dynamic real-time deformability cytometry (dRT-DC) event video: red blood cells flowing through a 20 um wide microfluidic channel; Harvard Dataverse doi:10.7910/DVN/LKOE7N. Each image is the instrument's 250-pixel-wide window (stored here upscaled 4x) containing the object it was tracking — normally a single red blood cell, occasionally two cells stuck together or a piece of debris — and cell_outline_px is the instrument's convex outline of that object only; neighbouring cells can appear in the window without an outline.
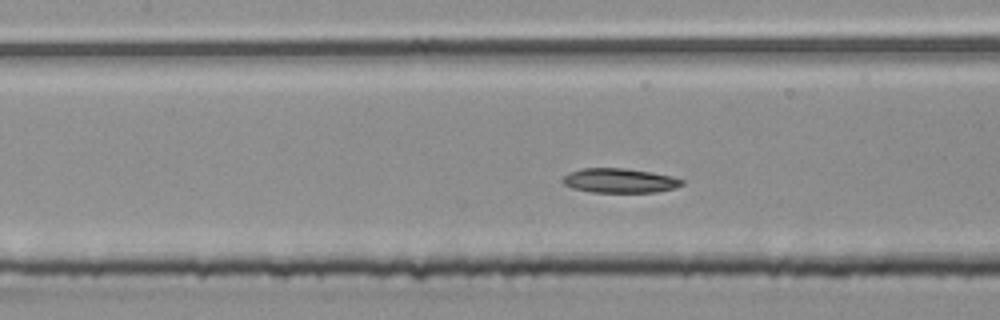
{"species": "common noctule bat (a hibernating species)", "species_latin": "Nyctalus noctula", "temperature_condition": "room temperature", "stored_images_in_passage": 10, "camera_frame_rate_fps": 3000, "um_per_image_px": 0.085, "animal": {"sex": "male", "body_mass_g": 20.4}, "frame": {"image": 1, "passage_image": 9, "time_ms": 2.667, "image_size_px": [1000, 320], "cell_outline_px": [[684, 184], [676, 188], [656, 192], [592, 192], [572, 188], [564, 184], [560, 180], [568, 172], [580, 168], [624, 168], [652, 172], [672, 176], [684, 180]], "centroid_in_image_um": [52.66, 15.35], "position_along_channel_um": 154.7, "area_um2": 17.17}}